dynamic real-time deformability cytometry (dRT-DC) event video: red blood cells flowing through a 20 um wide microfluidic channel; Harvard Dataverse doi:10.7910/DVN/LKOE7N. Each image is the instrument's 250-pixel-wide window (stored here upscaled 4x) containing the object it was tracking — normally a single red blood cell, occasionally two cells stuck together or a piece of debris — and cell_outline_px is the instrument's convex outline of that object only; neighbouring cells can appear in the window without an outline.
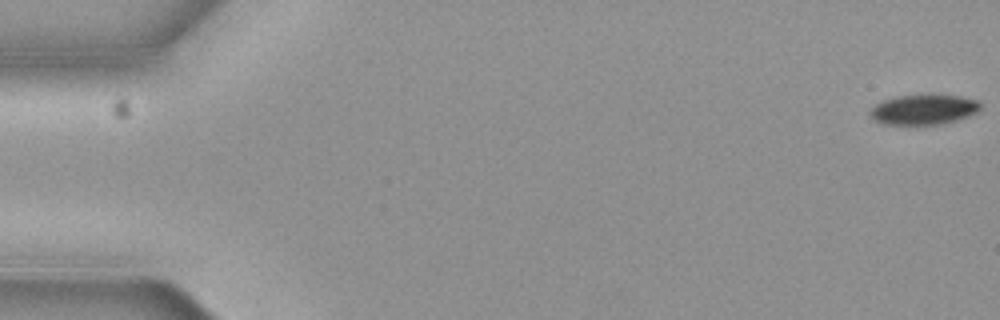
{"species": "common noctule bat (a hibernating species)", "species_latin": "Nyctalus noctula", "temperature_condition": "cold", "stored_images_in_passage": 6, "camera_frame_rate_fps": 3000, "um_per_image_px": 0.085, "animal": {"sex": "female", "body_mass_g": 19.3, "forearm_length_mm": 54.1}, "frame": {"image": 1, "passage_image": 1, "time_ms": 0.0, "image_size_px": [1000, 320], "cell_outline_px": [[980, 108], [976, 112], [968, 116], [956, 120], [936, 124], [884, 124], [868, 116], [868, 112], [876, 104], [884, 100], [896, 96], [960, 96], [976, 100], [980, 104]], "centroid_in_image_um": [78.47, 9.32], "position_along_channel_um": 6.5, "area_um2": 18.79}}